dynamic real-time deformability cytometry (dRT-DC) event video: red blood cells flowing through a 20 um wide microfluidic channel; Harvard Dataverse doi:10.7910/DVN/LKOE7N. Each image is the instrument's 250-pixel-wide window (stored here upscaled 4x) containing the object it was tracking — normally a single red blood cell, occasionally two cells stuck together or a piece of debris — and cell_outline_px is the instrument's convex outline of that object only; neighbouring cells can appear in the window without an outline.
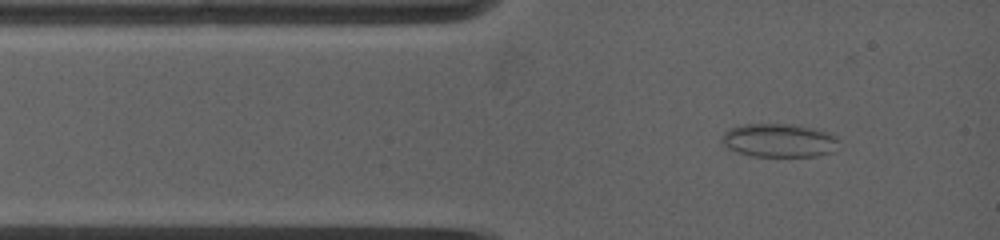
{"species": "common noctule bat (a hibernating species)", "species_latin": "Nyctalus noctula", "temperature_condition": "warm", "stored_images_in_passage": 6, "camera_frame_rate_fps": 5000, "um_per_image_px": 0.085, "animal": {"sex": "female", "body_mass_g": 19.0, "forearm_length_mm": 53.3}, "frame": {"image": 1, "passage_image": 2, "time_ms": 0.8, "image_size_px": [1000, 240], "cell_outline_px": [[840, 140], [832, 152], [816, 156], [752, 156], [736, 152], [728, 148], [720, 140], [724, 132], [728, 128], [744, 124], [796, 124], [832, 132]], "centroid_in_image_um": [66.23, 11.92], "position_along_channel_um": 18.8, "area_um2": 23.18}}
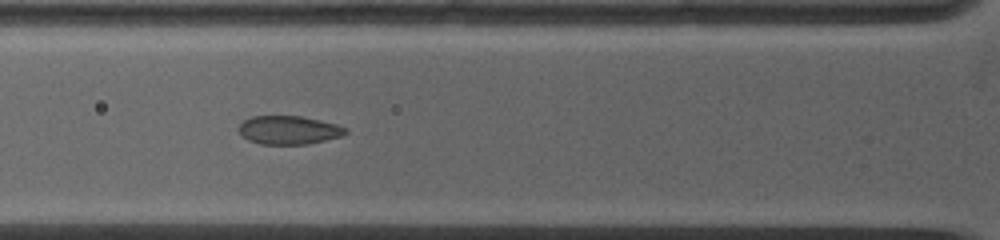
{"frame": {"image": 2, "passage_image": 5, "time_ms": 3.4, "image_size_px": [1000, 240], "cell_outline_px": [[348, 132], [340, 136], [308, 144], [260, 144], [248, 140], [240, 136], [240, 124], [244, 120], [252, 116], [300, 116], [320, 120], [336, 124], [348, 128]], "centroid_in_image_um": [24.54, 11.05], "position_along_channel_um": 101.3, "area_um2": 17.69}}
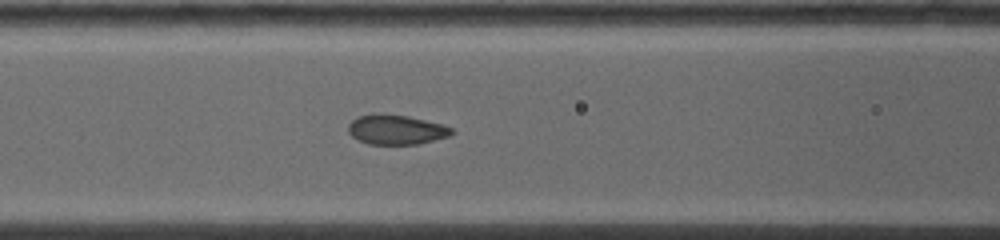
{"frame": {"image": 3, "passage_image": 6, "time_ms": 4.2, "image_size_px": [1000, 240], "cell_outline_px": [[456, 132], [448, 136], [420, 144], [368, 144], [352, 136], [348, 132], [348, 124], [352, 120], [360, 116], [376, 112], [408, 116], [444, 124], [452, 128]], "centroid_in_image_um": [33.69, 11.0], "position_along_channel_um": 132.9, "area_um2": 18.09}}